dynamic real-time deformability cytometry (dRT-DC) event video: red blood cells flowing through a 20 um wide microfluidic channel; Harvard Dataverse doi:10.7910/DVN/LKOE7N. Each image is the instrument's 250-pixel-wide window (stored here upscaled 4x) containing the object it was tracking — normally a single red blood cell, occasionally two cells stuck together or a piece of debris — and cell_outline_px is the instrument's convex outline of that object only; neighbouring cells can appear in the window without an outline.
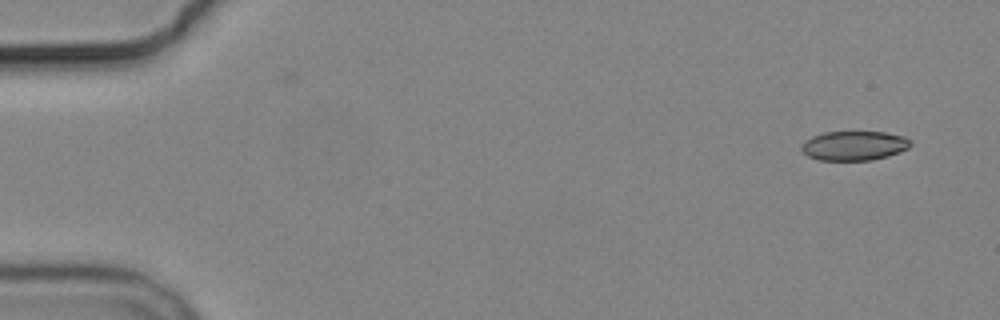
{"species": "common noctule bat (a hibernating species)", "species_latin": "Nyctalus noctula", "temperature_condition": "cold", "stored_images_in_passage": 8, "camera_frame_rate_fps": 3000, "um_per_image_px": 0.085, "animal": {"sex": "male", "body_mass_g": 19.2, "forearm_length_mm": 51.8}, "frame": {"image": 1, "passage_image": 1, "time_ms": 0.0, "image_size_px": [1000, 320], "cell_outline_px": [[912, 144], [908, 148], [900, 152], [888, 156], [872, 160], [820, 160], [808, 156], [800, 148], [800, 144], [804, 140], [812, 136], [824, 132], [884, 132], [904, 136], [912, 140]], "centroid_in_image_um": [72.6, 12.38], "position_along_channel_um": 12.4, "area_um2": 18.84}}
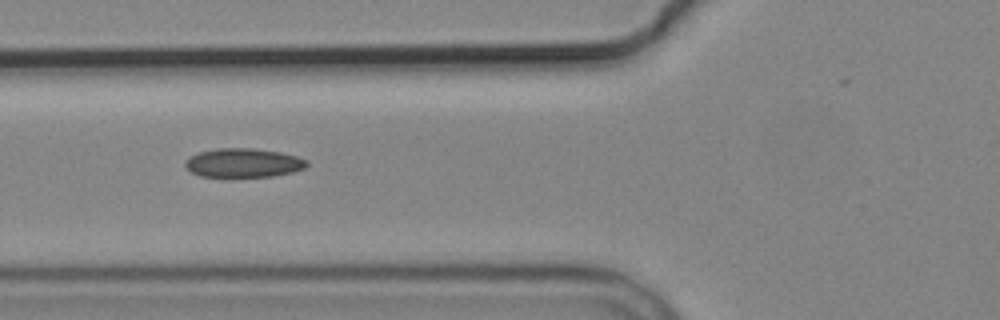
{"frame": {"image": 2, "passage_image": 6, "time_ms": 6.0, "image_size_px": [1000, 320], "cell_outline_px": [[308, 164], [304, 168], [292, 172], [272, 176], [200, 176], [192, 172], [184, 164], [188, 156], [200, 152], [216, 148], [252, 148], [280, 152], [296, 156], [308, 160]], "centroid_in_image_um": [20.68, 13.83], "position_along_channel_um": 105.1, "area_um2": 20.35}}
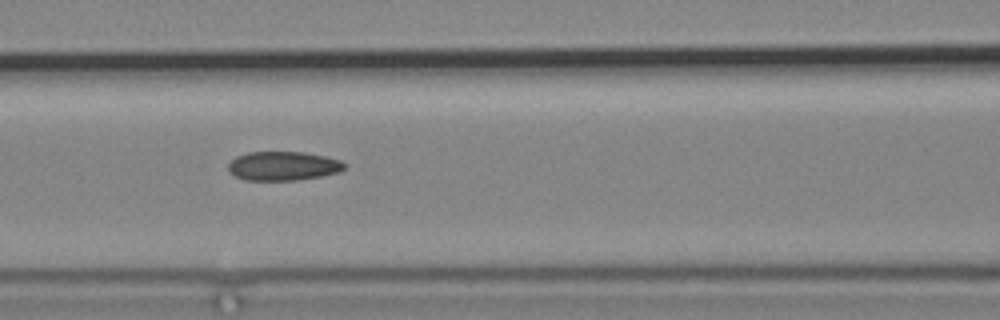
{"frame": {"image": 3, "passage_image": 7, "time_ms": 7.0, "image_size_px": [1000, 320], "cell_outline_px": [[344, 168], [340, 172], [320, 176], [296, 180], [244, 180], [236, 176], [228, 168], [228, 164], [236, 156], [248, 152], [304, 152], [324, 156], [340, 160], [344, 164]], "centroid_in_image_um": [24.06, 14.1], "position_along_channel_um": 142.5, "area_um2": 19.48}}